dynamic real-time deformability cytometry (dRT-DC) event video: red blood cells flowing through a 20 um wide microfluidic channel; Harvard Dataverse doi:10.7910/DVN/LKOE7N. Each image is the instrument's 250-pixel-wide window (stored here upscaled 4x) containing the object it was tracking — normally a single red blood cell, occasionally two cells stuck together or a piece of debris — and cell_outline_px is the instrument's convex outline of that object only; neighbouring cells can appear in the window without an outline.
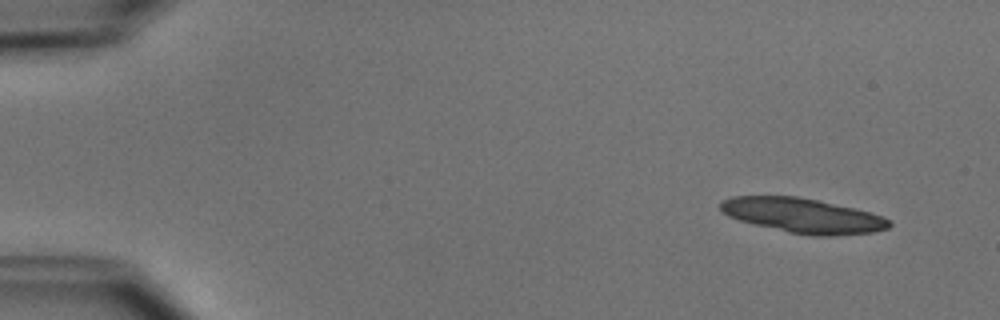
{"species": "common noctule bat (a hibernating species)", "species_latin": "Nyctalus noctula", "temperature_condition": "cold", "stored_images_in_passage": 4, "camera_frame_rate_fps": 3000, "um_per_image_px": 0.085, "animal": {"sex": "male", "body_mass_g": 15.6}, "frame": {"image": 1, "passage_image": 1, "time_ms": 0.0, "image_size_px": [1000, 320], "cell_outline_px": [[892, 224], [888, 228], [872, 232], [832, 236], [812, 236], [788, 232], [740, 220], [728, 216], [720, 208], [720, 204], [724, 200], [732, 196], [796, 196], [820, 200], [856, 208], [892, 220]], "centroid_in_image_um": [68.28, 18.32], "position_along_channel_um": 16.7, "area_um2": 33.99}}